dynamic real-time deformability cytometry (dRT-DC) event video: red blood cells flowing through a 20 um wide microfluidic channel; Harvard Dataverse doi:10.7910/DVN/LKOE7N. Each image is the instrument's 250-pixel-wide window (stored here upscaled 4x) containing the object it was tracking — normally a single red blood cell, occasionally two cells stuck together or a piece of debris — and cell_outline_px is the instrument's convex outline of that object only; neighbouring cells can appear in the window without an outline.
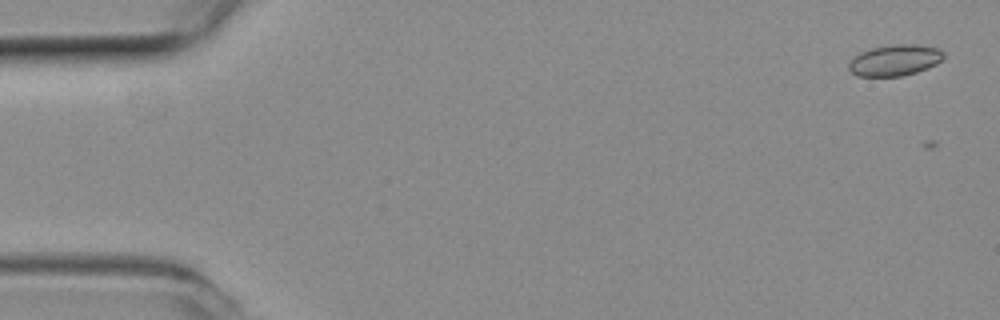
{"species": "common noctule bat (a hibernating species)", "species_latin": "Nyctalus noctula", "temperature_condition": "room temperature", "stored_images_in_passage": 4, "camera_frame_rate_fps": 3000, "um_per_image_px": 0.085, "animal": {"sex": "female", "body_mass_g": 19.3, "forearm_length_mm": 54.1}, "frame": {"image": 1, "passage_image": 3, "time_ms": 0.667, "image_size_px": [1000, 320], "cell_outline_px": [[944, 56], [936, 64], [928, 68], [916, 72], [900, 76], [856, 76], [848, 68], [848, 64], [860, 52], [872, 48], [892, 44], [916, 44], [936, 48], [944, 52]], "centroid_in_image_um": [76.06, 5.12], "position_along_channel_um": 8.9, "area_um2": 17.05}}